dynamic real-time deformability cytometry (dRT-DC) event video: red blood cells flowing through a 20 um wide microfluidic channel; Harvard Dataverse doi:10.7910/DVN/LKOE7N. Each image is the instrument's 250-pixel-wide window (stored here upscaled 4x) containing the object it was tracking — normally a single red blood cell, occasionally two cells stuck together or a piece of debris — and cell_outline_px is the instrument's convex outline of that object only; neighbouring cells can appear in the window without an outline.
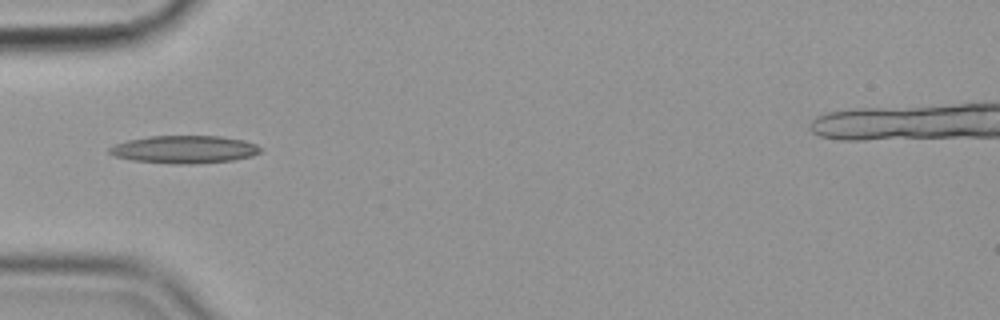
{"species": "common noctule bat (a hibernating species)", "species_latin": "Nyctalus noctula", "temperature_condition": "cold", "stored_images_in_passage": 7, "camera_frame_rate_fps": 3000, "um_per_image_px": 0.085, "animal": {"sex": "female", "body_mass_g": 19.9}, "frame": {"image": 1, "passage_image": 1, "time_ms": 0.0, "image_size_px": [1000, 320], "cell_outline_px": [[264, 148], [260, 152], [252, 156], [232, 160], [188, 164], [176, 164], [132, 160], [116, 156], [108, 152], [108, 148], [116, 144], [128, 140], [148, 136], [220, 136], [244, 140], [256, 144]], "centroid_in_image_um": [15.7, 12.69], "position_along_channel_um": 69.3, "area_um2": 24.33}}